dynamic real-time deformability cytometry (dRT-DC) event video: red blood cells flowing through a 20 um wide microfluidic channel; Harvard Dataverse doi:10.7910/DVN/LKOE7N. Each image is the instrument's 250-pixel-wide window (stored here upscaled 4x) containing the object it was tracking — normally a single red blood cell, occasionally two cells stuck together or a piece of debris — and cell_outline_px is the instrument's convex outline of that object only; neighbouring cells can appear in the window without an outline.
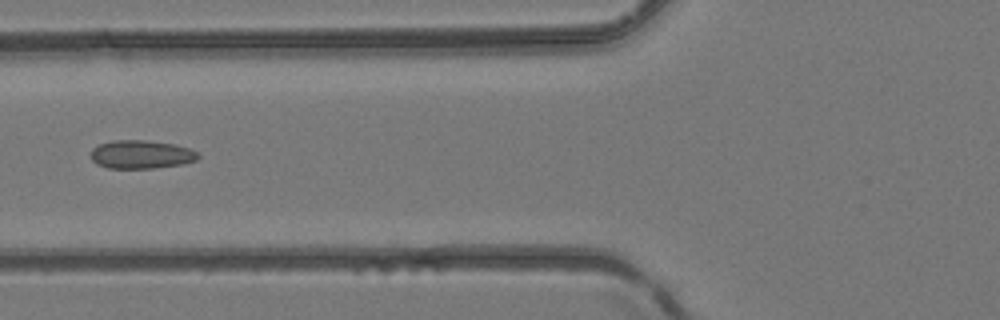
{"species": "common noctule bat (a hibernating species)", "species_latin": "Nyctalus noctula", "temperature_condition": "room temperature", "stored_images_in_passage": 5, "camera_frame_rate_fps": 3000, "um_per_image_px": 0.085, "animal": {"sex": "female", "body_mass_g": 24.6, "forearm_length_mm": 56.2}, "frame": {"image": 1, "passage_image": 5, "time_ms": 1.333, "image_size_px": [1000, 320], "cell_outline_px": [[200, 156], [196, 160], [180, 164], [156, 168], [108, 168], [96, 164], [88, 156], [92, 148], [100, 144], [112, 140], [144, 140], [176, 144], [188, 148], [196, 152]], "centroid_in_image_um": [11.95, 13.12], "position_along_channel_um": 113.9, "area_um2": 17.86}}